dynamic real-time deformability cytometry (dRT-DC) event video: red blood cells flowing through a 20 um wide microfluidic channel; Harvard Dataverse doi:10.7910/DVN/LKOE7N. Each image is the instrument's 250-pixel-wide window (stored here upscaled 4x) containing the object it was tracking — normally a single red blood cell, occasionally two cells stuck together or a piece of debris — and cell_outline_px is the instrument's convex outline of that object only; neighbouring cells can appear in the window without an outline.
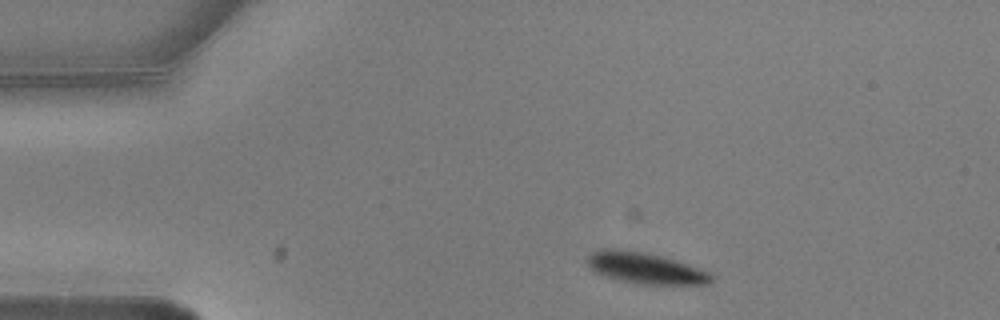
{"species": "common noctule bat (a hibernating species)", "species_latin": "Nyctalus noctula", "temperature_condition": "warm", "stored_images_in_passage": 6, "camera_frame_rate_fps": 3000, "um_per_image_px": 0.085, "animal": {"sex": "male", "body_mass_g": 20.5, "forearm_length_mm": 52.5}, "frame": {"image": 1, "passage_image": 1, "time_ms": 0.0, "image_size_px": [1000, 320], "cell_outline_px": [[712, 280], [708, 284], [636, 284], [604, 276], [596, 272], [584, 260], [592, 252], [604, 248], [612, 248], [644, 252], [676, 260], [712, 272]], "centroid_in_image_um": [54.85, 22.79], "position_along_channel_um": 30.2, "area_um2": 22.54}}
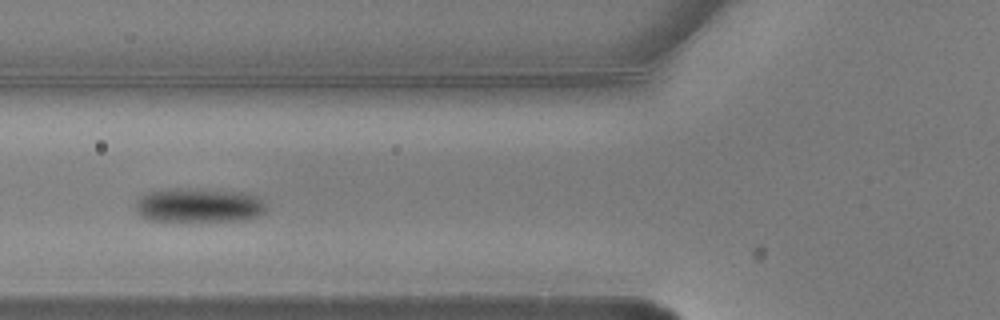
{"frame": {"image": 2, "passage_image": 4, "time_ms": 1.0, "image_size_px": [1000, 320], "cell_outline_px": [[264, 212], [248, 220], [188, 224], [176, 224], [148, 220], [140, 216], [136, 212], [132, 204], [140, 196], [148, 192], [168, 188], [196, 188], [240, 192], [256, 196], [264, 204]], "centroid_in_image_um": [16.77, 17.51], "position_along_channel_um": 109.0, "area_um2": 27.69}}
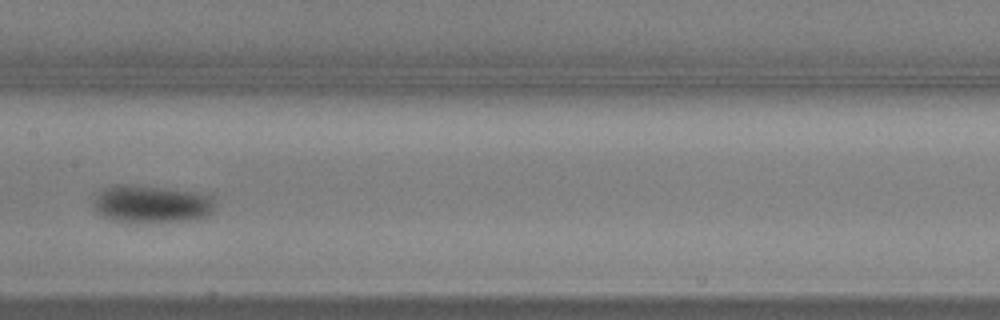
{"frame": {"image": 3, "passage_image": 6, "time_ms": 1.667, "image_size_px": [1000, 320], "cell_outline_px": [[216, 200], [212, 212], [204, 216], [184, 220], [112, 220], [96, 212], [92, 204], [96, 192], [100, 188], [112, 184], [136, 184], [200, 192], [212, 196]], "centroid_in_image_um": [12.82, 17.26], "position_along_channel_um": 194.6, "area_um2": 26.53}}